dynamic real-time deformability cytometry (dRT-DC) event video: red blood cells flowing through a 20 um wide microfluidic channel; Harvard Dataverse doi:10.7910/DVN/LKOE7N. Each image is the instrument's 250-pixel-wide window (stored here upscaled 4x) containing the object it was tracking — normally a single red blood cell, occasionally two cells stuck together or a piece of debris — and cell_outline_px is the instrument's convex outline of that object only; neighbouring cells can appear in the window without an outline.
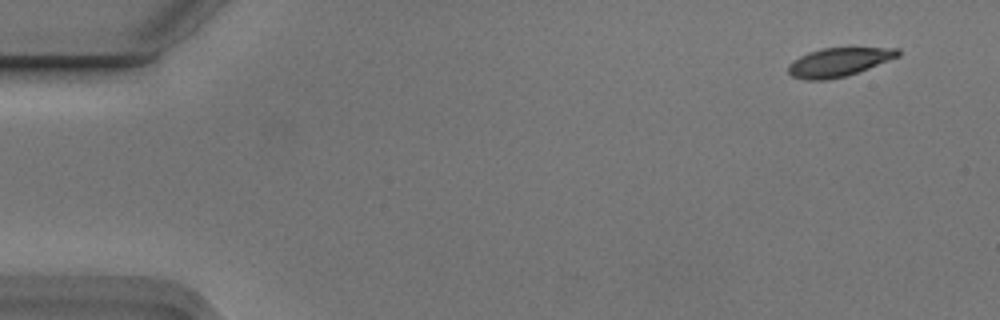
{"species": "Egyptian fruit bat (a non-hibernating species)", "species_latin": "Rousettus aegyptiacus", "temperature_condition": "cold", "stored_images_in_passage": 6, "camera_frame_rate_fps": 3000, "um_per_image_px": 0.085, "animal": {"sex": "male"}, "frame": {"image": 1, "passage_image": 1, "time_ms": 0.0, "image_size_px": [1000, 320], "cell_outline_px": [[900, 56], [868, 68], [844, 76], [824, 80], [804, 80], [792, 76], [788, 72], [788, 64], [792, 60], [808, 52], [824, 48], [900, 48]], "centroid_in_image_um": [71.26, 5.28], "position_along_channel_um": 13.7, "area_um2": 18.15}}
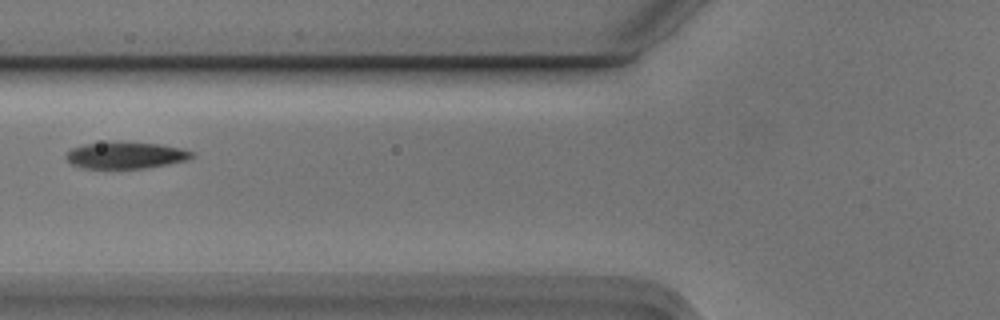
{"frame": {"image": 2, "passage_image": 6, "time_ms": 1.667, "image_size_px": [1000, 320], "cell_outline_px": [[196, 156], [184, 160], [168, 164], [144, 168], [88, 168], [72, 164], [68, 160], [68, 152], [72, 148], [84, 144], [108, 140], [116, 140], [160, 144], [180, 148], [192, 152]], "centroid_in_image_um": [10.69, 13.16], "position_along_channel_um": 115.1, "area_um2": 19.65}}